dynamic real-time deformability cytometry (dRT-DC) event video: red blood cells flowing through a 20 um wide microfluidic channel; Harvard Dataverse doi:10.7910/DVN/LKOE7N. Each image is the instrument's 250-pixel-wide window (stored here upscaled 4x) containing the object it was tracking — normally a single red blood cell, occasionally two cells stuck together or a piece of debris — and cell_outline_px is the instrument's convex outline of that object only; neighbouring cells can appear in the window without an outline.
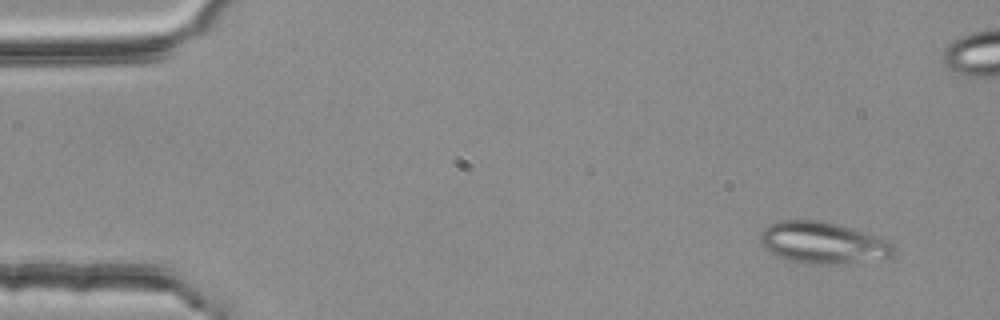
{"species": "common noctule bat (a hibernating species)", "species_latin": "Nyctalus noctula", "temperature_condition": "room temperature", "stored_images_in_passage": 5, "camera_frame_rate_fps": 3000, "um_per_image_px": 0.085, "animal": {"sex": "female", "body_mass_g": 25.1}, "frame": {"image": 1, "passage_image": 1, "time_ms": 0.0, "image_size_px": [1000, 320], "cell_outline_px": [[892, 256], [820, 264], [792, 260], [780, 256], [772, 252], [760, 244], [760, 236], [764, 228], [768, 224], [780, 220], [816, 220], [840, 224], [880, 236], [888, 240], [892, 244]], "centroid_in_image_um": [69.9, 20.57], "position_along_channel_um": 15.1, "area_um2": 31.39}}